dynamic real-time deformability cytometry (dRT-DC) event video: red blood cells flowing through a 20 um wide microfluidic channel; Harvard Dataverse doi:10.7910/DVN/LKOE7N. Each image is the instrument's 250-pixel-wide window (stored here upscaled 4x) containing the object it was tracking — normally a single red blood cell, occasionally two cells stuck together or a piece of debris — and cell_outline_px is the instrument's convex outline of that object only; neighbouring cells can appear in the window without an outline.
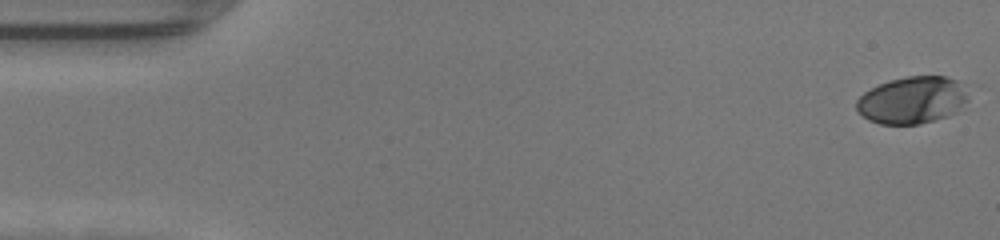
{"species": "human", "species_latin": "Homo sapiens", "temperature_condition": "warm", "stored_images_in_passage": 48, "camera_frame_rate_fps": 3000, "um_per_image_px": 0.085, "donor": {"sex": "female"}, "frame": {"image": 1, "passage_image": 1, "time_ms": 0.0, "image_size_px": [1000, 240], "cell_outline_px": [[968, 100], [956, 112], [948, 116], [920, 124], [880, 124], [868, 120], [856, 108], [856, 100], [864, 92], [888, 80], [908, 76], [944, 76], [956, 80]], "centroid_in_image_um": [77.49, 8.52], "position_along_channel_um": 7.5, "area_um2": 30.29}}
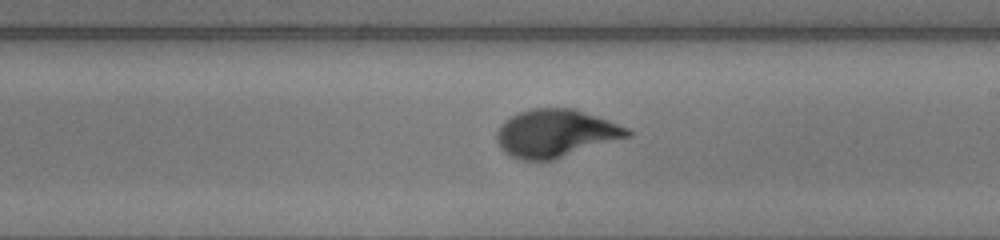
{"frame": {"image": 2, "passage_image": 28, "time_ms": 9.0, "image_size_px": [1000, 240], "cell_outline_px": [[632, 136], [552, 160], [520, 160], [504, 152], [500, 148], [496, 140], [496, 132], [500, 124], [504, 120], [520, 112], [532, 108], [572, 108], [632, 128]], "centroid_in_image_um": [47.24, 11.33], "position_along_channel_um": 241.8, "area_um2": 36.53}}
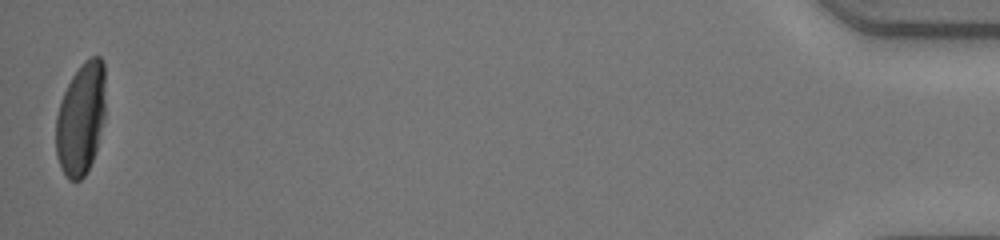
{"frame": {"image": 3, "passage_image": 48, "time_ms": 15.667, "image_size_px": [1000, 240], "cell_outline_px": [[104, 120], [96, 148], [92, 160], [84, 176], [80, 180], [68, 180], [60, 168], [56, 156], [56, 116], [60, 100], [72, 76], [80, 64], [84, 60], [92, 56], [100, 56], [104, 60]], "centroid_in_image_um": [6.86, 10.07], "position_along_channel_um": 428.3, "area_um2": 32.54}, "authors_computed_cell_mechanics": {"area_um2": 33.9575, "velocity_mm_per_s": 4.2941, "shape_relaxation_time_tau1_ms": 2.9655, "shape_relaxation_time_tau2_ms": null, "deformation_change_tau1": 0.1938, "deformation_change_tau2": null}}